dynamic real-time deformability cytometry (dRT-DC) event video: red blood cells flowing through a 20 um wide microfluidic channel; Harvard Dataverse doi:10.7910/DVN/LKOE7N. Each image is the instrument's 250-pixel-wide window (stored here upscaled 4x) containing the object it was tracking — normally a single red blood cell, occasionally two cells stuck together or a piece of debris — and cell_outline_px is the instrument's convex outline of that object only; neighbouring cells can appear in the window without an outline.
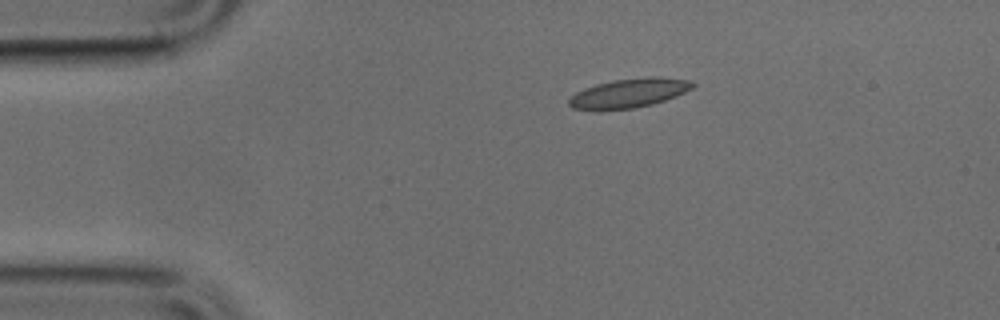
{"species": "common noctule bat (a hibernating species)", "species_latin": "Nyctalus noctula", "temperature_condition": "cold", "stored_images_in_passage": 42, "camera_frame_rate_fps": 3000, "um_per_image_px": 0.085, "animal": {"sex": "male", "body_mass_g": 17.9, "forearm_length_mm": 54.2}, "frame": {"image": 1, "passage_image": 1, "time_ms": 0.0, "image_size_px": [1000, 320], "cell_outline_px": [[696, 84], [692, 88], [676, 96], [652, 104], [636, 108], [600, 112], [572, 108], [568, 104], [568, 100], [576, 92], [584, 88], [596, 84], [612, 80], [648, 76], [660, 76], [692, 80]], "centroid_in_image_um": [53.44, 7.93], "position_along_channel_um": 31.6, "area_um2": 21.68}}
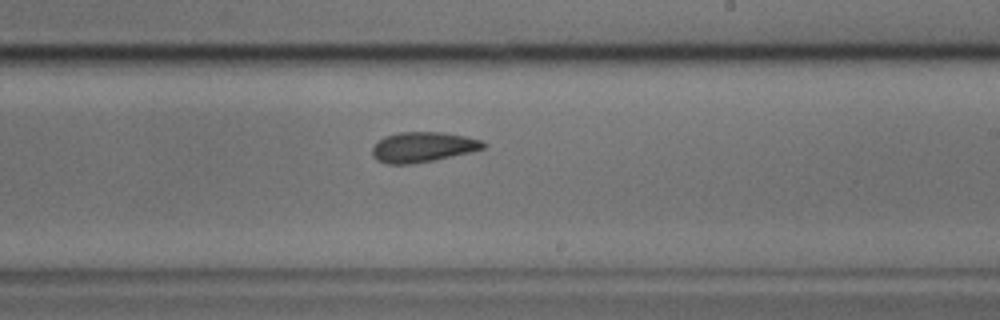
{"frame": {"image": 2, "passage_image": 21, "time_ms": 6.667, "image_size_px": [1000, 320], "cell_outline_px": [[488, 144], [484, 148], [472, 152], [432, 160], [408, 164], [388, 164], [376, 160], [372, 156], [372, 148], [384, 136], [400, 132], [444, 132], [484, 140]], "centroid_in_image_um": [35.97, 12.49], "position_along_channel_um": 253.0, "area_um2": 19.54}}
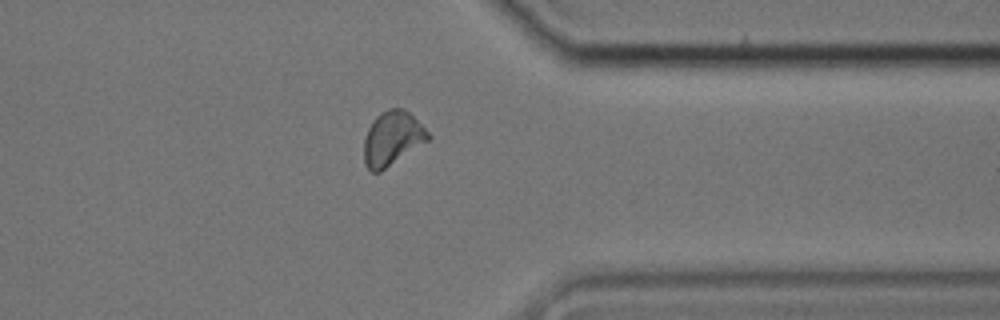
{"frame": {"image": 3, "passage_image": 31, "time_ms": 10.0, "image_size_px": [1000, 320], "cell_outline_px": [[432, 136], [428, 140], [380, 172], [372, 172], [364, 164], [364, 140], [368, 128], [372, 120], [380, 112], [388, 108], [404, 108]], "centroid_in_image_um": [33.31, 11.75], "position_along_channel_um": 378.1, "area_um2": 20.06}}